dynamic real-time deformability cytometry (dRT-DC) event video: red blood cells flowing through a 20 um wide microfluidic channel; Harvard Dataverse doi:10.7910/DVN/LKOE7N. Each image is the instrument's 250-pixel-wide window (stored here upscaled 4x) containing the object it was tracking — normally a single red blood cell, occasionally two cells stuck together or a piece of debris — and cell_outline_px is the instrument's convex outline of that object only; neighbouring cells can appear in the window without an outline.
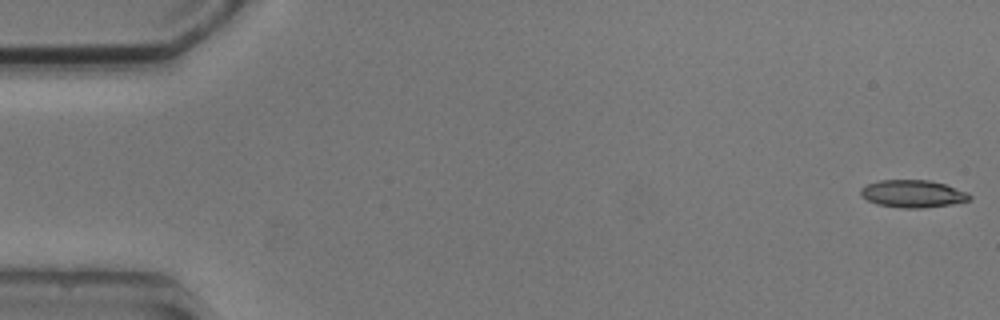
{"species": "common noctule bat (a hibernating species)", "species_latin": "Nyctalus noctula", "temperature_condition": "cold", "stored_images_in_passage": 8, "camera_frame_rate_fps": 3000, "um_per_image_px": 0.085, "animal": {"sex": "male", "body_mass_g": 20.5, "forearm_length_mm": 52.5}, "frame": {"image": 1, "passage_image": 1, "time_ms": 0.0, "image_size_px": [1000, 320], "cell_outline_px": [[972, 200], [952, 204], [924, 208], [900, 208], [876, 204], [860, 196], [860, 188], [868, 184], [880, 180], [928, 180], [944, 184], [968, 192], [972, 196]], "centroid_in_image_um": [77.6, 16.48], "position_along_channel_um": 7.4, "area_um2": 17.57}}
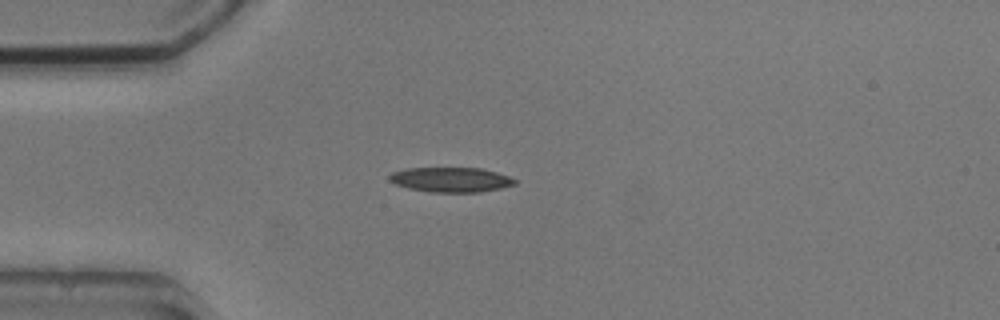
{"frame": {"image": 2, "passage_image": 4, "time_ms": 4.333, "image_size_px": [1000, 320], "cell_outline_px": [[516, 184], [500, 188], [480, 192], [432, 192], [408, 188], [396, 184], [388, 180], [388, 176], [392, 172], [408, 168], [480, 168], [496, 172], [508, 176], [516, 180]], "centroid_in_image_um": [38.3, 15.27], "position_along_channel_um": 46.7, "area_um2": 18.03}}